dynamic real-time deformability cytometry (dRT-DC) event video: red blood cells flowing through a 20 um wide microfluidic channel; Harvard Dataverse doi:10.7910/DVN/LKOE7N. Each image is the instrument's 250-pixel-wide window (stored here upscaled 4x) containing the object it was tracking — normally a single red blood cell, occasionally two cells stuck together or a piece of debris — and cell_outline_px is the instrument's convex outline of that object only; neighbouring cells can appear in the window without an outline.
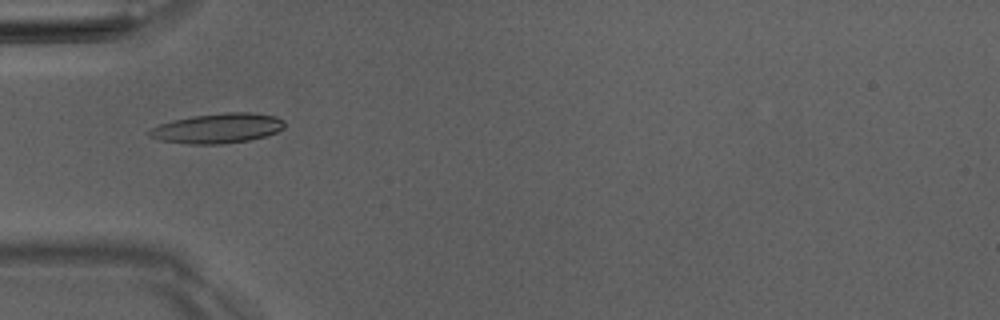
{"species": "Egyptian fruit bat (a non-hibernating species)", "species_latin": "Rousettus aegyptiacus", "temperature_condition": "room temperature", "stored_images_in_passage": 5, "camera_frame_rate_fps": 3000, "um_per_image_px": 0.085, "animal": {"sex": "male"}, "frame": {"image": 1, "passage_image": 3, "time_ms": 2.333, "image_size_px": [1000, 320], "cell_outline_px": [[284, 128], [276, 132], [264, 136], [248, 140], [220, 144], [188, 144], [160, 140], [148, 136], [148, 132], [152, 128], [160, 124], [172, 120], [192, 116], [224, 112], [252, 112], [276, 116], [284, 120]], "centroid_in_image_um": [18.5, 10.89], "position_along_channel_um": 66.5, "area_um2": 23.52}}
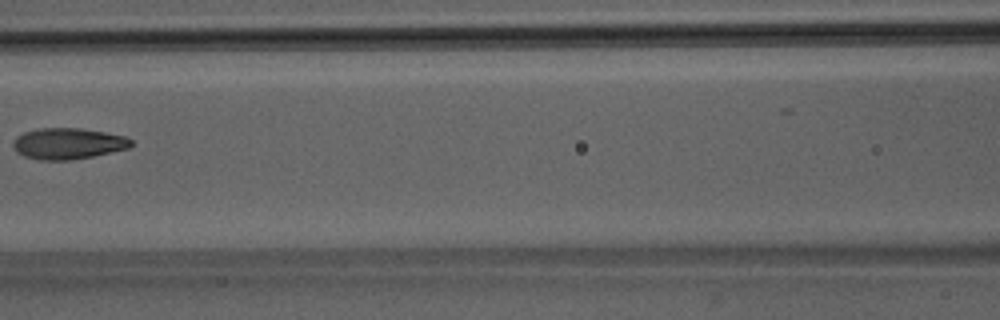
{"frame": {"image": 2, "passage_image": 5, "time_ms": 4.667, "image_size_px": [1000, 320], "cell_outline_px": [[132, 144], [128, 148], [92, 156], [72, 160], [40, 160], [24, 156], [16, 152], [12, 144], [16, 136], [24, 132], [36, 128], [80, 128], [104, 132], [124, 136], [132, 140]], "centroid_in_image_um": [5.74, 12.2], "position_along_channel_um": 160.9, "area_um2": 21.39}}